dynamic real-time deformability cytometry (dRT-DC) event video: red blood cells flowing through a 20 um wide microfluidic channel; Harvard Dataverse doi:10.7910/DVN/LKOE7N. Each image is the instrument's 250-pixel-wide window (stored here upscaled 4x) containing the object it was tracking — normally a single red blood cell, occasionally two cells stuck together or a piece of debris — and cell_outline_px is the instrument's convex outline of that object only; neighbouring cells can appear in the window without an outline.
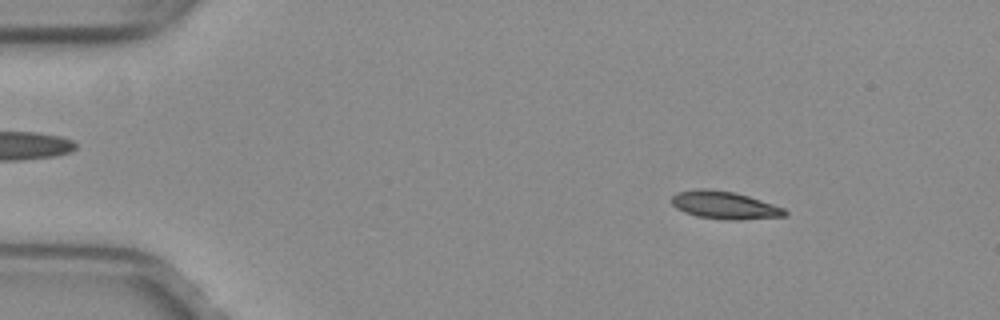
{"species": "common noctule bat (a hibernating species)", "species_latin": "Nyctalus noctula", "temperature_condition": "warm", "stored_images_in_passage": 52, "camera_frame_rate_fps": 3000, "um_per_image_px": 0.085, "animal": {"sex": "female", "body_mass_g": 29.2, "forearm_length_mm": 56.3}, "frame": {"image": 1, "passage_image": 7, "time_ms": 2.0, "image_size_px": [1000, 320], "cell_outline_px": [[788, 216], [740, 220], [724, 220], [696, 216], [684, 212], [676, 208], [672, 204], [672, 196], [676, 192], [696, 188], [708, 188], [736, 192], [784, 208], [788, 212]], "centroid_in_image_um": [61.57, 17.43], "position_along_channel_um": 23.4, "area_um2": 18.55}}
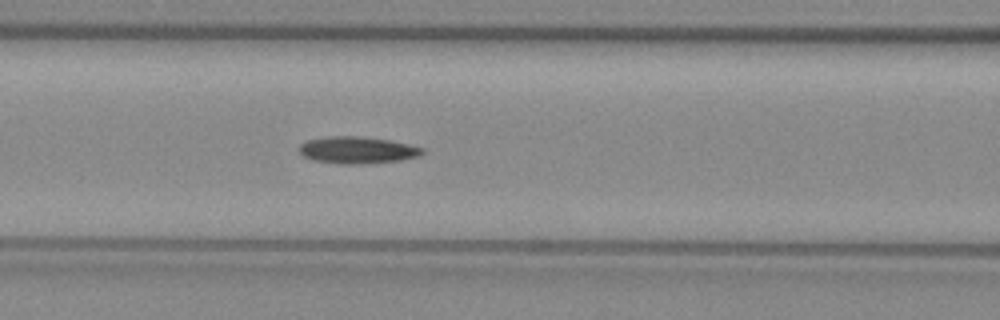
{"frame": {"image": 2, "passage_image": 22, "time_ms": 7.0, "image_size_px": [1000, 320], "cell_outline_px": [[424, 152], [420, 156], [400, 160], [356, 164], [340, 164], [312, 160], [304, 156], [300, 152], [300, 144], [308, 140], [328, 136], [356, 136], [388, 140], [408, 144], [424, 148]], "centroid_in_image_um": [30.37, 12.76], "position_along_channel_um": 136.2, "area_um2": 19.13}}
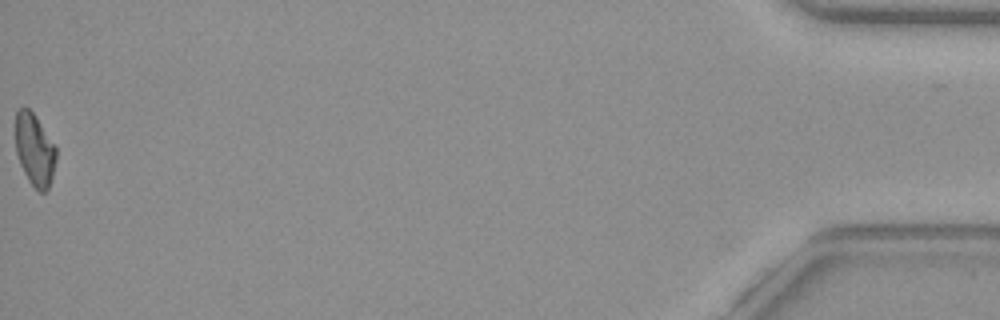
{"frame": {"image": 3, "passage_image": 52, "time_ms": 17.0, "image_size_px": [1000, 320], "cell_outline_px": [[56, 160], [52, 176], [48, 188], [44, 192], [40, 192], [28, 180], [20, 164], [16, 152], [16, 108], [24, 104], [36, 116], [56, 148]], "centroid_in_image_um": [2.92, 12.68], "position_along_channel_um": 432.3, "area_um2": 17.05}, "authors_computed_cell_mechanics": {"area_um2": 18.1492, "velocity_mm_per_s": 3.9945, "shape_relaxation_time_tau1_ms": null, "shape_relaxation_time_tau2_ms": 11.0508, "deformation_change_tau1": null, "deformation_change_tau2": 0.2081}}